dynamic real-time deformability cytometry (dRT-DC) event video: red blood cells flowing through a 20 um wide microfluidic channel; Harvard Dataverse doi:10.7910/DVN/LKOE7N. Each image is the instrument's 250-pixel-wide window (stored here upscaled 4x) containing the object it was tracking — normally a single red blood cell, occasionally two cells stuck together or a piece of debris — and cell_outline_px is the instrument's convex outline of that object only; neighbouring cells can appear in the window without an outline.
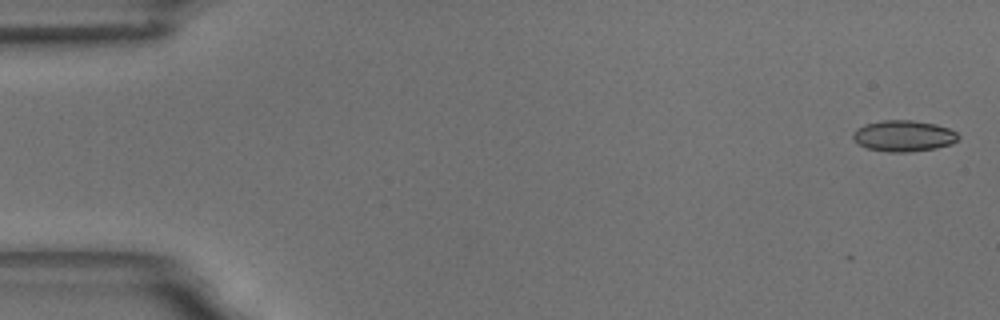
{"species": "common noctule bat (a hibernating species)", "species_latin": "Nyctalus noctula", "temperature_condition": "room temperature", "stored_images_in_passage": 5, "camera_frame_rate_fps": 3000, "um_per_image_px": 0.085, "animal": {"sex": "male", "body_mass_g": 18.8}, "frame": {"image": 1, "passage_image": 1, "time_ms": 0.0, "image_size_px": [1000, 320], "cell_outline_px": [[960, 136], [952, 144], [936, 148], [908, 152], [888, 152], [868, 148], [860, 144], [852, 136], [856, 128], [864, 124], [884, 120], [912, 120], [936, 124], [948, 128], [956, 132]], "centroid_in_image_um": [76.82, 11.55], "position_along_channel_um": 8.2, "area_um2": 19.02}}
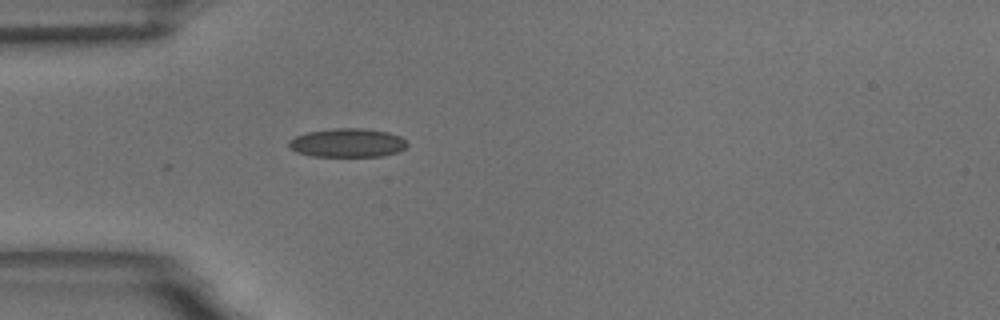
{"frame": {"image": 2, "passage_image": 5, "time_ms": 5.0, "image_size_px": [1000, 320], "cell_outline_px": [[408, 144], [404, 148], [396, 152], [384, 156], [312, 156], [296, 152], [288, 148], [288, 140], [296, 136], [308, 132], [336, 128], [364, 128], [388, 132], [400, 136], [408, 140]], "centroid_in_image_um": [29.53, 12.14], "position_along_channel_um": 55.5, "area_um2": 19.94}}